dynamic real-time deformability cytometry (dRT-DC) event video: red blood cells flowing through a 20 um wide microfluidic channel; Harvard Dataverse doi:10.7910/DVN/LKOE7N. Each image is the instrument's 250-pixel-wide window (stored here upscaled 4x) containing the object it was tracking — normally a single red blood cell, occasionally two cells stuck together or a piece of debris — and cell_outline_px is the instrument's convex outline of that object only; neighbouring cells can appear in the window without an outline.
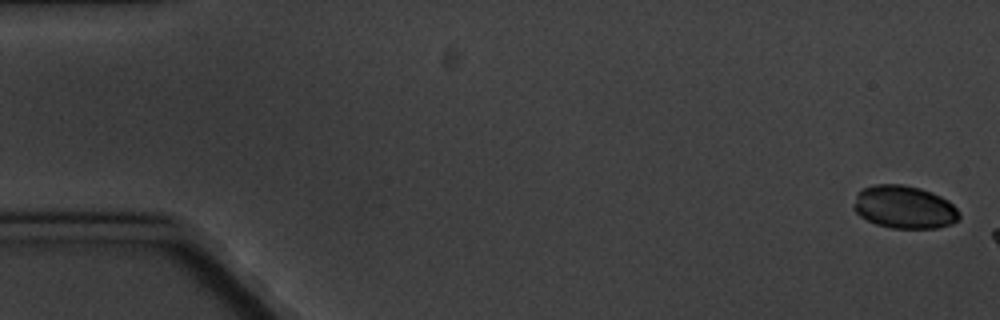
{"species": "common noctule bat (a hibernating species)", "species_latin": "Nyctalus noctula", "temperature_condition": "cold", "stored_images_in_passage": 3, "camera_frame_rate_fps": 3000, "um_per_image_px": 0.085, "animal": {"sex": "male", "body_mass_g": 20.1, "forearm_length_mm": 53.5}, "frame": {"image": 1, "passage_image": 1, "time_ms": 0.0, "image_size_px": [1000, 320], "cell_outline_px": [[960, 220], [952, 224], [936, 228], [892, 228], [876, 224], [860, 216], [852, 208], [856, 192], [872, 184], [900, 184], [920, 188], [932, 192], [948, 200], [960, 212]], "centroid_in_image_um": [76.86, 17.6], "position_along_channel_um": 8.1, "area_um2": 26.65}}